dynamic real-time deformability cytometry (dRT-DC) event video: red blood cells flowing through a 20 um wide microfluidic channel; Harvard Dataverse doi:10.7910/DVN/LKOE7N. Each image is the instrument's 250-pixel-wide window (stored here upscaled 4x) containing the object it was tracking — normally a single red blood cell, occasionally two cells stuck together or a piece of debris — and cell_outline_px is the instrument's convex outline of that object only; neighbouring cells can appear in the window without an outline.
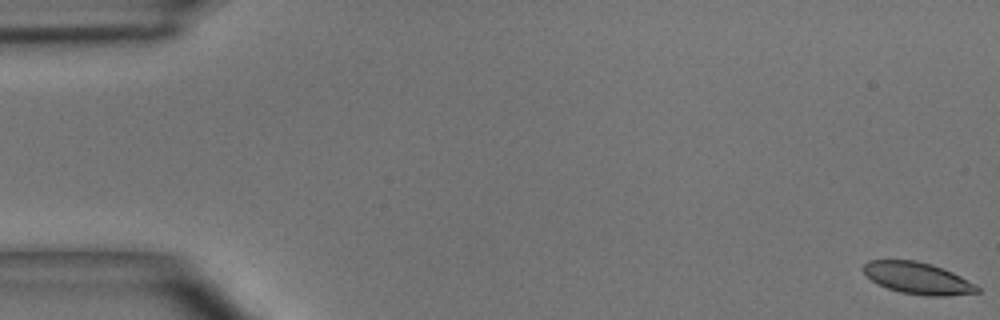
{"species": "common noctule bat (a hibernating species)", "species_latin": "Nyctalus noctula", "temperature_condition": "room temperature", "stored_images_in_passage": 10, "camera_frame_rate_fps": 3000, "um_per_image_px": 0.085, "animal": {"sex": "male", "body_mass_g": 15.6}, "frame": {"image": 1, "passage_image": 1, "time_ms": 0.0, "image_size_px": [1000, 320], "cell_outline_px": [[980, 292], [948, 296], [924, 296], [900, 292], [888, 288], [872, 280], [860, 268], [868, 260], [916, 260], [932, 264], [952, 272], [976, 284], [980, 288]], "centroid_in_image_um": [78.02, 23.64], "position_along_channel_um": 7.0, "area_um2": 21.1}}